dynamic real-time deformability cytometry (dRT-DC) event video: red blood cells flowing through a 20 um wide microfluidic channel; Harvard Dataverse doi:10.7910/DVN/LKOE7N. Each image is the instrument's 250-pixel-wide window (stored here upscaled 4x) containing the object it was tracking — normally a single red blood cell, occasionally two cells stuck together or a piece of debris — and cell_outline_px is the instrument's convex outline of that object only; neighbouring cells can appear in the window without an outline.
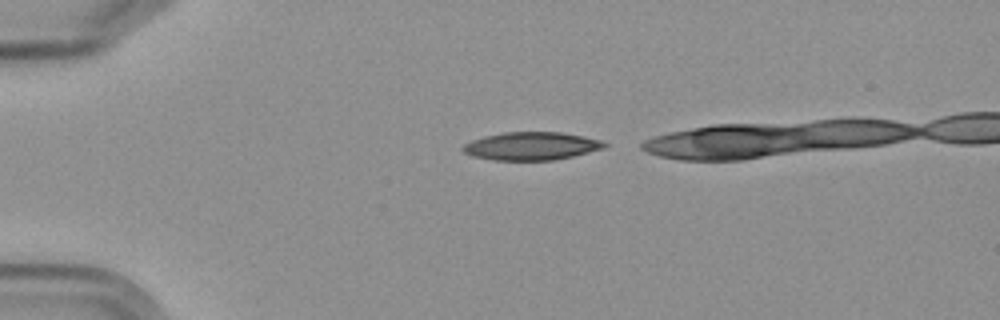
{"species": "Egyptian fruit bat (a non-hibernating species)", "species_latin": "Rousettus aegyptiacus", "temperature_condition": "cold", "stored_images_in_passage": 3, "camera_frame_rate_fps": 3000, "um_per_image_px": 0.085, "frame": {"image": 1, "passage_image": 1, "time_ms": 0.0, "image_size_px": [1000, 320], "cell_outline_px": [[608, 144], [604, 148], [572, 156], [552, 160], [492, 160], [472, 156], [464, 152], [460, 148], [464, 144], [472, 140], [484, 136], [504, 132], [560, 132], [584, 136], [600, 140]], "centroid_in_image_um": [45.13, 12.41], "position_along_channel_um": 39.9, "area_um2": 23.06}}